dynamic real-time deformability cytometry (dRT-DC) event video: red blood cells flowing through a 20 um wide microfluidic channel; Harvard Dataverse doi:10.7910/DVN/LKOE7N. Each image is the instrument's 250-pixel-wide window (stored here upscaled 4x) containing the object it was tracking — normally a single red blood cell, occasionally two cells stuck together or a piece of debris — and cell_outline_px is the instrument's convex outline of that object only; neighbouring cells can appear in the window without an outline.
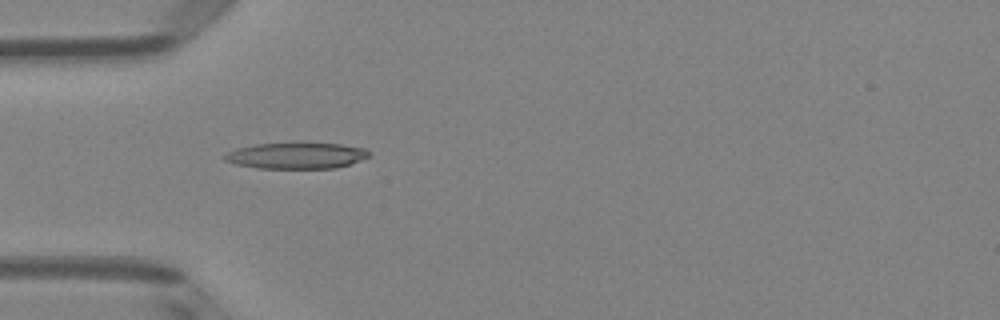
{"species": "Egyptian fruit bat (a non-hibernating species)", "species_latin": "Rousettus aegyptiacus", "temperature_condition": "room temperature", "stored_images_in_passage": 4, "camera_frame_rate_fps": 3000, "um_per_image_px": 0.085, "animal": {"sex": "female"}, "frame": {"image": 1, "passage_image": 4, "time_ms": 1.0, "image_size_px": [1000, 320], "cell_outline_px": [[368, 156], [360, 160], [336, 168], [256, 168], [236, 164], [224, 160], [224, 156], [228, 152], [236, 148], [256, 144], [340, 144], [364, 148], [368, 152]], "centroid_in_image_um": [25.15, 13.24], "position_along_channel_um": 59.9, "area_um2": 21.44}}